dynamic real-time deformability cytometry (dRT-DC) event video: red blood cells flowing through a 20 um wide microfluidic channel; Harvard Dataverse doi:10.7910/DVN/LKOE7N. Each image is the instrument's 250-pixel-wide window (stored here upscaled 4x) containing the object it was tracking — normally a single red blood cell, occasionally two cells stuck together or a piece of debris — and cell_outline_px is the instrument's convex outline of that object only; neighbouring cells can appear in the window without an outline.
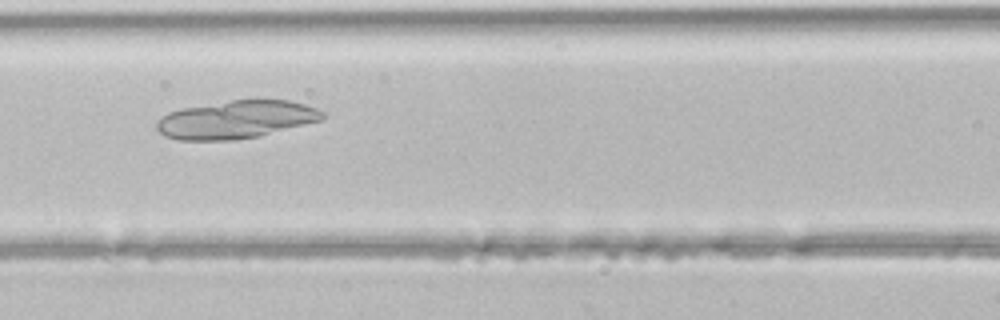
{"species": "common noctule bat (a hibernating species)", "species_latin": "Nyctalus noctula", "temperature_condition": "room temperature", "stored_images_in_passage": 34, "camera_frame_rate_fps": 3000, "um_per_image_px": 0.085, "animal": {"sex": "male", "body_mass_g": 21.5, "forearm_length_mm": 52.0}, "frame": {"image": 1, "passage_image": 8, "time_ms": 2.333, "image_size_px": [1000, 320], "cell_outline_px": [[324, 120], [260, 136], [232, 140], [180, 140], [164, 136], [156, 128], [156, 124], [168, 112], [180, 108], [256, 96], [288, 100], [304, 104], [316, 108], [324, 112]], "centroid_in_image_um": [20.14, 10.13], "position_along_channel_um": 146.5, "area_um2": 37.51}}
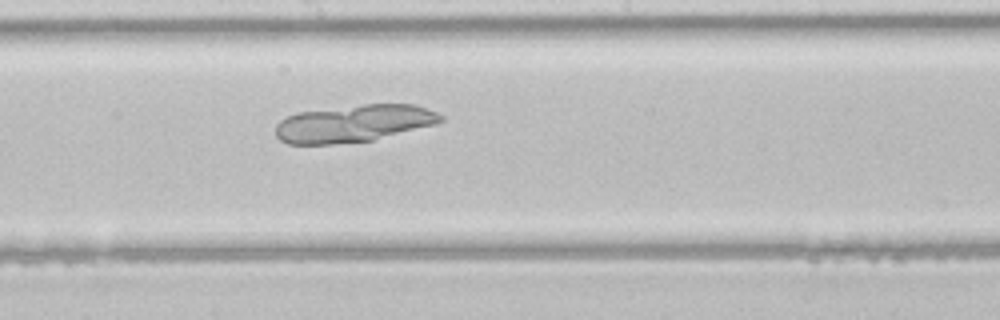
{"frame": {"image": 2, "passage_image": 13, "time_ms": 4.0, "image_size_px": [1000, 320], "cell_outline_px": [[444, 120], [436, 124], [372, 140], [332, 144], [288, 144], [280, 140], [276, 136], [276, 124], [280, 120], [296, 112], [364, 104], [416, 104], [436, 112], [444, 116]], "centroid_in_image_um": [30.07, 10.49], "position_along_channel_um": 218.1, "area_um2": 35.84}}
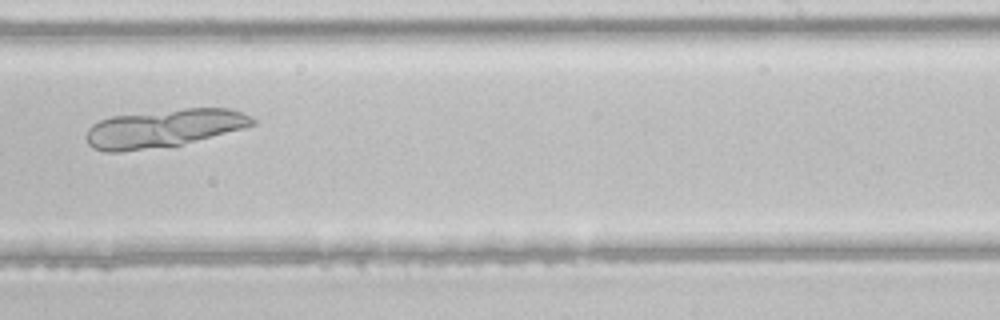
{"frame": {"image": 3, "passage_image": 17, "time_ms": 5.333, "image_size_px": [1000, 320], "cell_outline_px": [[256, 124], [244, 128], [180, 144], [120, 152], [104, 152], [92, 148], [88, 144], [84, 136], [88, 128], [92, 124], [100, 120], [112, 116], [184, 108], [232, 108], [256, 120]], "centroid_in_image_um": [13.86, 10.9], "position_along_channel_um": 275.1, "area_um2": 36.59}}